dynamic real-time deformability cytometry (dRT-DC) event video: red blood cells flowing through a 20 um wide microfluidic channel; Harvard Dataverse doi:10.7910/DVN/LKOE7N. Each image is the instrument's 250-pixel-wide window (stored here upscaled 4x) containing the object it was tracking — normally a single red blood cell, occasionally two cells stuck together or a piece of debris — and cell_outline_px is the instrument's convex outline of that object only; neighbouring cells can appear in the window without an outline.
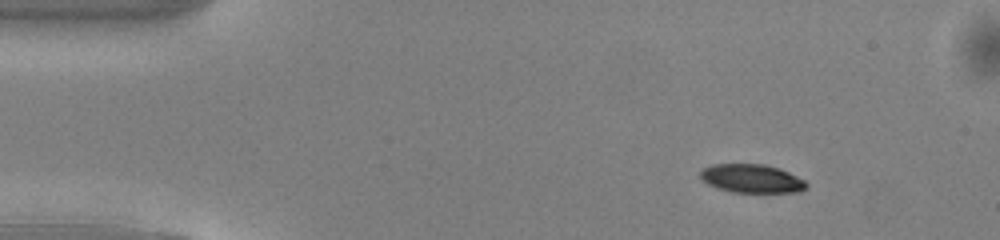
{"species": "common noctule bat (a hibernating species)", "species_latin": "Nyctalus noctula", "temperature_condition": "warm", "stored_images_in_passage": 44, "camera_frame_rate_fps": 3000, "um_per_image_px": 0.085, "animal": {"sex": "male", "body_mass_g": 13.0, "forearm_length_mm": 53.1}, "frame": {"image": 1, "passage_image": 1, "time_ms": 0.0, "image_size_px": [1000, 240], "cell_outline_px": [[808, 184], [804, 188], [796, 192], [732, 192], [716, 188], [708, 184], [700, 176], [700, 172], [704, 168], [712, 164], [764, 164], [780, 168], [804, 180]], "centroid_in_image_um": [63.87, 15.17], "position_along_channel_um": 21.1, "area_um2": 17.51}}
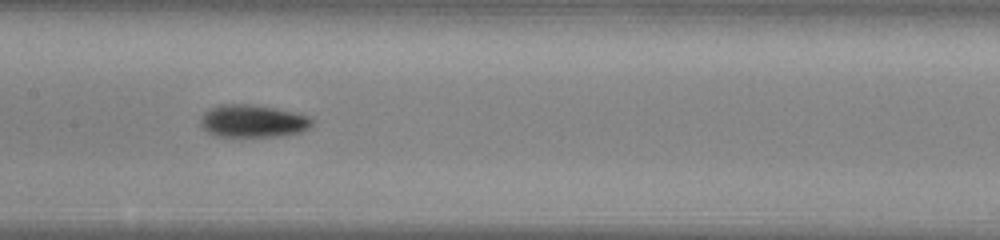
{"frame": {"image": 2, "passage_image": 19, "time_ms": 6.0, "image_size_px": [1000, 240], "cell_outline_px": [[312, 128], [300, 132], [276, 136], [216, 136], [208, 132], [200, 124], [200, 120], [204, 112], [208, 108], [220, 104], [256, 104], [296, 112], [308, 116], [312, 120]], "centroid_in_image_um": [21.49, 10.27], "position_along_channel_um": 185.9, "area_um2": 21.33}}
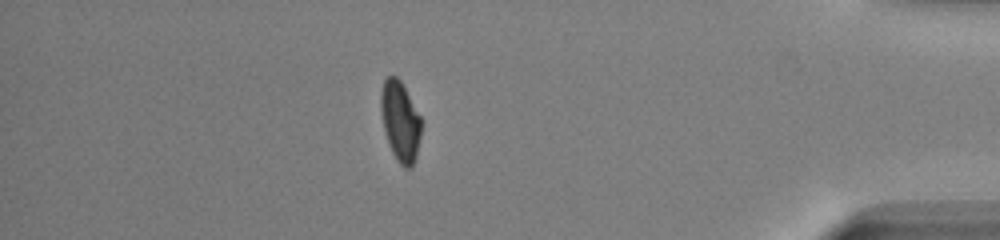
{"frame": {"image": 3, "passage_image": 38, "time_ms": 12.333, "image_size_px": [1000, 240], "cell_outline_px": [[420, 136], [416, 156], [412, 164], [408, 168], [404, 168], [396, 160], [392, 152], [384, 128], [380, 108], [380, 92], [384, 80], [388, 76], [396, 76], [400, 80], [420, 116]], "centroid_in_image_um": [34.0, 10.29], "position_along_channel_um": 401.2, "area_um2": 18.44}, "authors_computed_cell_mechanics": {"area_um2": 19.6231, "velocity_mm_per_s": 4.114, "shape_relaxation_time_tau1_ms": 2.5413, "shape_relaxation_time_tau2_ms": null, "deformation_change_tau1": 0.135, "deformation_change_tau2": null}}